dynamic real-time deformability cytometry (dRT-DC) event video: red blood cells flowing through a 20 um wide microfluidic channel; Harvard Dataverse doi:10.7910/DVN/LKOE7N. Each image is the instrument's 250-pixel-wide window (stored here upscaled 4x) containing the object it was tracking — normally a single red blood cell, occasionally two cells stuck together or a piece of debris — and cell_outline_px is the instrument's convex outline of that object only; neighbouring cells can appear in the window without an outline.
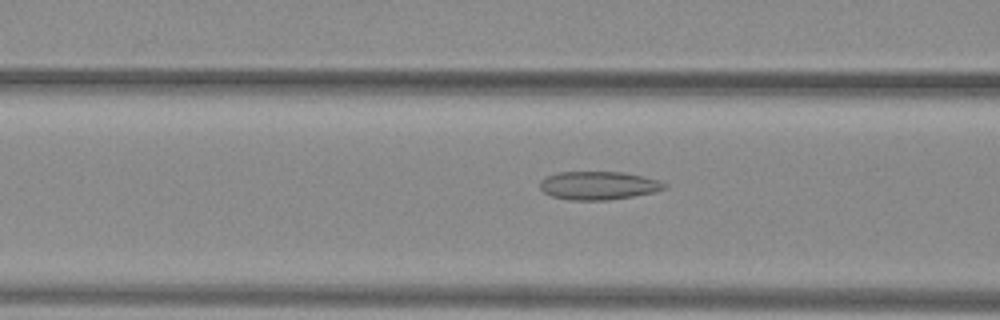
{"species": "common noctule bat (a hibernating species)", "species_latin": "Nyctalus noctula", "temperature_condition": "warm", "stored_images_in_passage": 23, "camera_frame_rate_fps": 3000, "um_per_image_px": 0.085, "animal": {"sex": "female", "body_mass_g": 29.2, "forearm_length_mm": 56.3}, "frame": {"image": 1, "passage_image": 13, "time_ms": 4.0, "image_size_px": [1000, 320], "cell_outline_px": [[668, 184], [664, 188], [656, 192], [608, 200], [568, 200], [552, 196], [544, 192], [540, 188], [540, 180], [556, 172], [624, 172], [644, 176], [660, 180]], "centroid_in_image_um": [50.88, 15.76], "position_along_channel_um": 115.7, "area_um2": 20.63}}
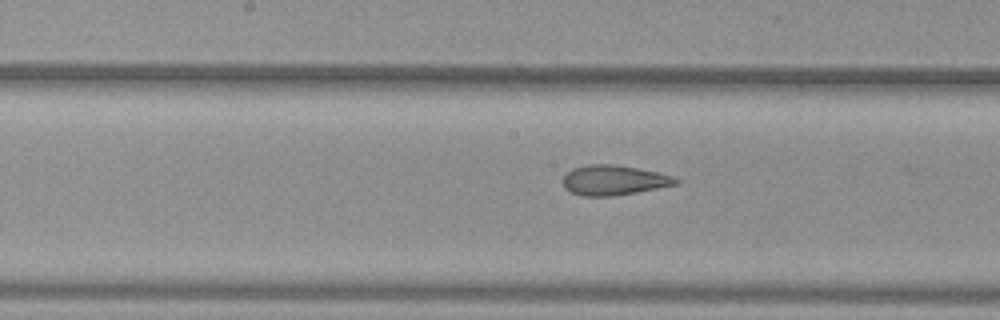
{"frame": {"image": 2, "passage_image": 19, "time_ms": 6.0, "image_size_px": [1000, 320], "cell_outline_px": [[680, 180], [676, 184], [636, 192], [612, 196], [580, 196], [564, 188], [564, 176], [572, 168], [588, 164], [612, 164], [636, 168], [656, 172], [672, 176]], "centroid_in_image_um": [52.13, 15.31], "position_along_channel_um": 196.1, "area_um2": 19.42}}
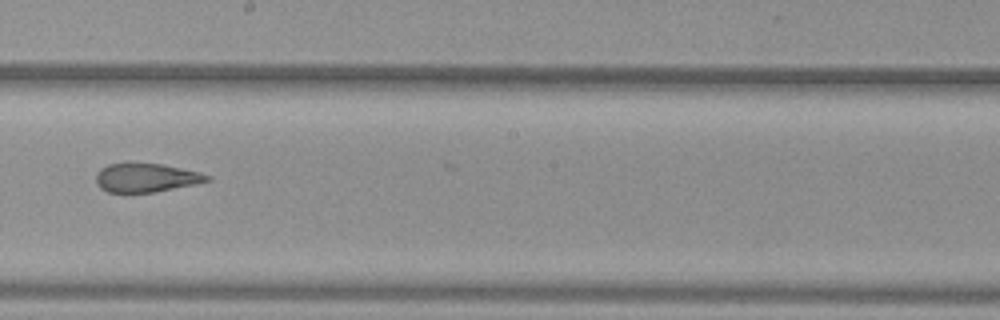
{"frame": {"image": 3, "passage_image": 22, "time_ms": 7.0, "image_size_px": [1000, 320], "cell_outline_px": [[212, 180], [196, 184], [156, 192], [108, 192], [100, 188], [96, 184], [96, 172], [100, 168], [108, 164], [128, 160], [160, 164], [200, 172], [212, 176]], "centroid_in_image_um": [12.39, 15.07], "position_along_channel_um": 235.8, "area_um2": 19.31}}